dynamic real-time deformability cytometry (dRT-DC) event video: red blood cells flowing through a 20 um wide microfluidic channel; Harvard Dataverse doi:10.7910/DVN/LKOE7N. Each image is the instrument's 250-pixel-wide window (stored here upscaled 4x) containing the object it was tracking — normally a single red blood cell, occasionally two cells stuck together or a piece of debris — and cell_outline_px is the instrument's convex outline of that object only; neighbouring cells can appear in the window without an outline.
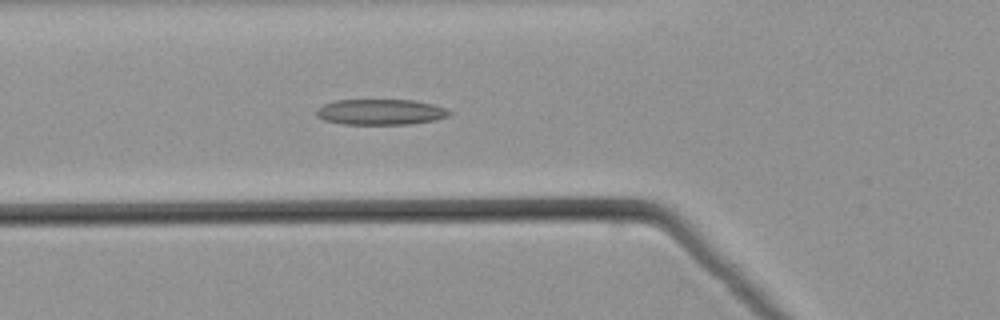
{"species": "common noctule bat (a hibernating species)", "species_latin": "Nyctalus noctula", "temperature_condition": "warm", "stored_images_in_passage": 39, "camera_frame_rate_fps": 3000, "um_per_image_px": 0.085, "animal": {"sex": "male", "body_mass_g": 21.5, "forearm_length_mm": 52.0}, "frame": {"image": 1, "passage_image": 5, "time_ms": 1.333, "image_size_px": [1000, 320], "cell_outline_px": [[452, 112], [448, 116], [436, 120], [412, 124], [340, 124], [324, 120], [316, 116], [316, 112], [324, 104], [336, 100], [416, 100], [448, 108]], "centroid_in_image_um": [32.39, 9.52], "position_along_channel_um": 93.4, "area_um2": 20.0}}
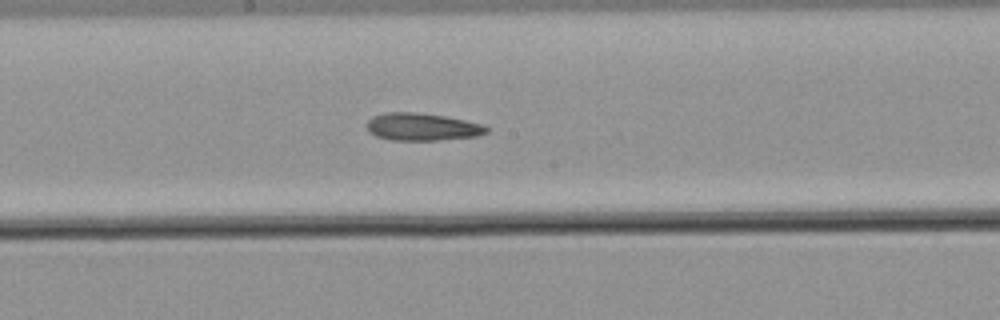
{"frame": {"image": 2, "passage_image": 14, "time_ms": 4.333, "image_size_px": [1000, 320], "cell_outline_px": [[488, 132], [476, 136], [440, 140], [392, 140], [376, 136], [368, 132], [368, 120], [372, 116], [384, 112], [412, 112], [444, 116], [464, 120], [480, 124], [488, 128]], "centroid_in_image_um": [35.84, 10.78], "position_along_channel_um": 212.4, "area_um2": 19.02}}
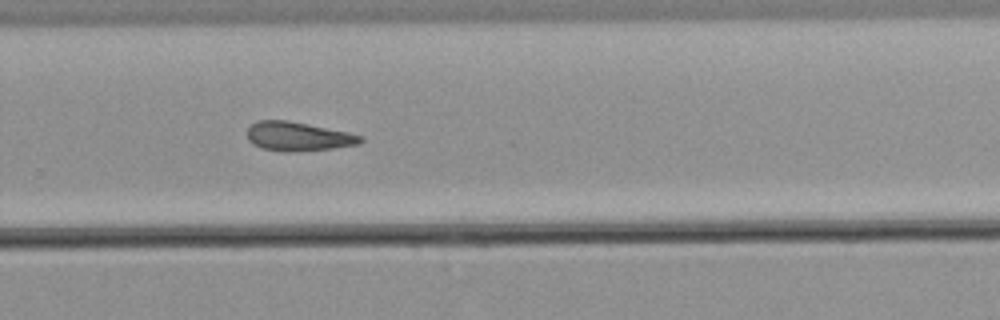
{"frame": {"image": 3, "passage_image": 21, "time_ms": 6.667, "image_size_px": [1000, 320], "cell_outline_px": [[364, 140], [360, 144], [332, 148], [288, 152], [284, 152], [260, 148], [252, 144], [248, 140], [248, 128], [256, 120], [288, 120], [348, 132], [364, 136]], "centroid_in_image_um": [25.33, 11.6], "position_along_channel_um": 304.5, "area_um2": 19.25}}